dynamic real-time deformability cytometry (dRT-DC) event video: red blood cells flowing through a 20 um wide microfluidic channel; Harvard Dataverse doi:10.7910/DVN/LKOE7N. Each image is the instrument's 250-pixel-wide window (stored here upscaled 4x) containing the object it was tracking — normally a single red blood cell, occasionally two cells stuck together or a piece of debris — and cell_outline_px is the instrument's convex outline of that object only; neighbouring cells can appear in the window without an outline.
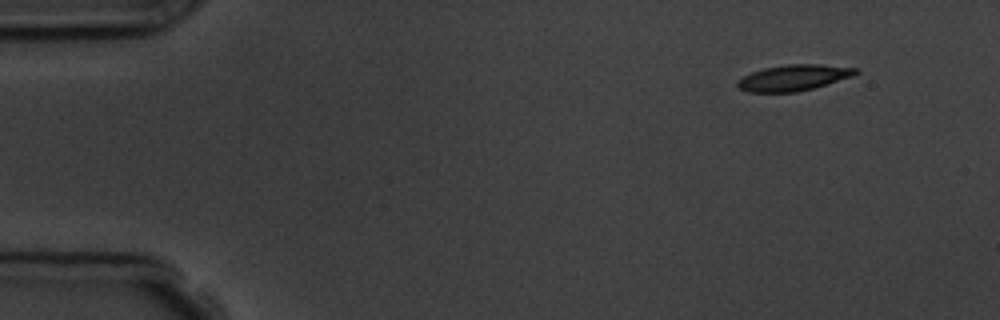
{"species": "common noctule bat (a hibernating species)", "species_latin": "Nyctalus noctula", "temperature_condition": "room temperature", "stored_images_in_passage": 4, "camera_frame_rate_fps": 3000, "um_per_image_px": 0.085, "animal": {"sex": "male", "body_mass_g": 19.5, "forearm_length_mm": 54.6}, "frame": {"image": 1, "passage_image": 1, "time_ms": 0.0, "image_size_px": [1000, 320], "cell_outline_px": [[860, 72], [852, 76], [812, 88], [796, 92], [748, 92], [740, 88], [736, 84], [736, 80], [752, 72], [764, 68], [788, 64], [820, 64], [860, 68]], "centroid_in_image_um": [67.46, 6.59], "position_along_channel_um": 17.5, "area_um2": 17.8}}
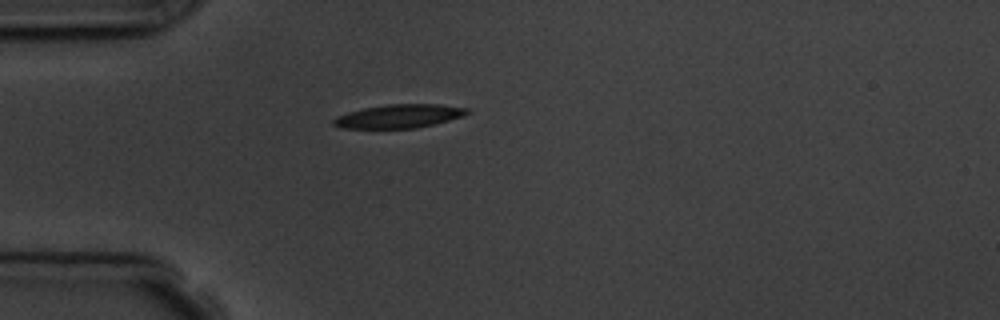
{"frame": {"image": 2, "passage_image": 4, "time_ms": 3.333, "image_size_px": [1000, 320], "cell_outline_px": [[472, 112], [464, 116], [416, 128], [340, 128], [332, 124], [332, 120], [336, 116], [348, 112], [364, 108], [388, 104], [440, 104], [468, 108]], "centroid_in_image_um": [33.92, 9.87], "position_along_channel_um": 51.1, "area_um2": 18.38}}